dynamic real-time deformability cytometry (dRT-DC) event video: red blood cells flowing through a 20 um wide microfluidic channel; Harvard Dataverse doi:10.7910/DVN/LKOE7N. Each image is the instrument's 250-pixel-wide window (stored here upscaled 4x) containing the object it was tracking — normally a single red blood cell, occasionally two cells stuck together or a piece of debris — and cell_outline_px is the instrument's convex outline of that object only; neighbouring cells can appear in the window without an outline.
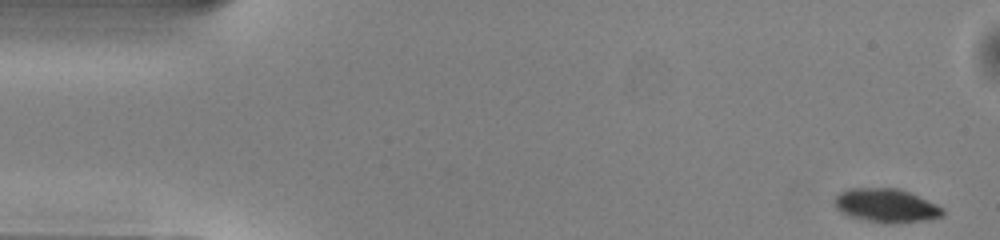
{"species": "common noctule bat (a hibernating species)", "species_latin": "Nyctalus noctula", "temperature_condition": "warm", "stored_images_in_passage": 50, "camera_frame_rate_fps": 3000, "um_per_image_px": 0.085, "animal": {"sex": "male", "body_mass_g": 13.0, "forearm_length_mm": 53.1}, "frame": {"image": 1, "passage_image": 1, "time_ms": 0.0, "image_size_px": [1000, 240], "cell_outline_px": [[944, 216], [932, 220], [888, 224], [884, 224], [860, 220], [848, 216], [840, 212], [832, 204], [836, 196], [840, 192], [852, 188], [896, 188], [908, 192], [928, 200], [944, 208]], "centroid_in_image_um": [75.32, 17.5], "position_along_channel_um": 9.7, "area_um2": 21.73}}
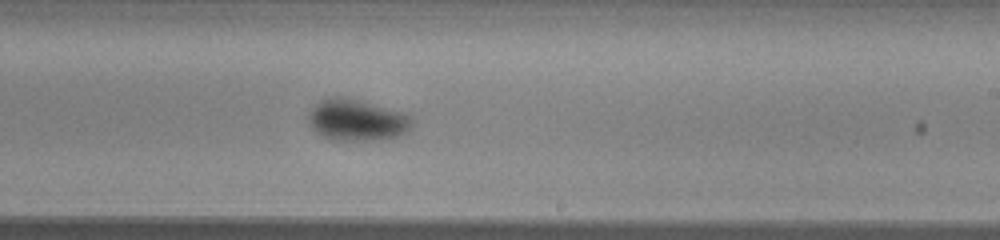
{"frame": {"image": 2, "passage_image": 29, "time_ms": 9.333, "image_size_px": [1000, 240], "cell_outline_px": [[412, 124], [408, 132], [400, 136], [380, 140], [336, 140], [324, 136], [312, 128], [308, 120], [308, 116], [312, 108], [320, 100], [332, 96], [340, 96], [404, 112], [412, 120]], "centroid_in_image_um": [30.35, 10.21], "position_along_channel_um": 258.7, "area_um2": 24.8}}
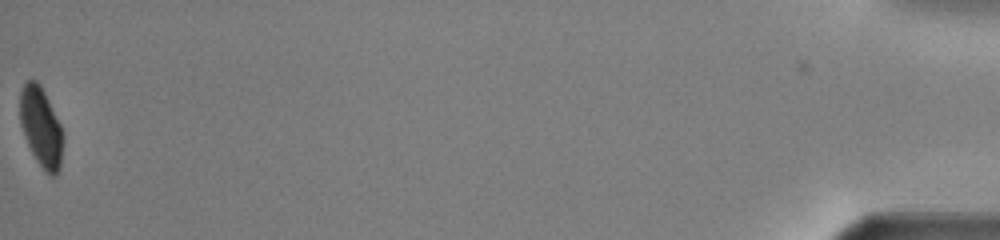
{"frame": {"image": 3, "passage_image": 50, "time_ms": 16.333, "image_size_px": [1000, 240], "cell_outline_px": [[64, 140], [60, 168], [56, 176], [52, 176], [36, 160], [24, 136], [20, 124], [20, 92], [24, 84], [28, 80], [36, 80], [40, 84], [64, 132]], "centroid_in_image_um": [3.5, 10.81], "position_along_channel_um": 431.7, "area_um2": 19.88}, "authors_computed_cell_mechanics": {"area_um2": 23.0622, "velocity_mm_per_s": 4.0219, "shape_relaxation_time_tau1_ms": 2.3699, "shape_relaxation_time_tau2_ms": null, "deformation_change_tau1": 0.1058, "deformation_change_tau2": null}}